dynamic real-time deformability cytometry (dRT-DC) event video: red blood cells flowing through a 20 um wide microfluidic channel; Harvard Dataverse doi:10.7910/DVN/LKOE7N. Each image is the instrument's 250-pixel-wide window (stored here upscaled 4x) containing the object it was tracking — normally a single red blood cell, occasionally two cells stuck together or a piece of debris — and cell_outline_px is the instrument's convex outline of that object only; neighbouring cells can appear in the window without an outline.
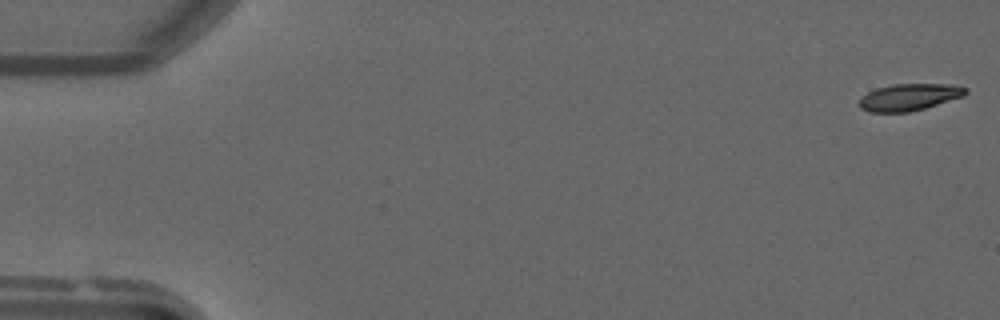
{"species": "common noctule bat (a hibernating species)", "species_latin": "Nyctalus noctula", "temperature_condition": "warm", "stored_images_in_passage": 50, "camera_frame_rate_fps": 3000, "um_per_image_px": 0.085, "animal": {"sex": "male", "forearm_length_mm": 52.5}, "frame": {"image": 1, "passage_image": 1, "time_ms": 0.0, "image_size_px": [1000, 320], "cell_outline_px": [[968, 92], [964, 96], [924, 108], [908, 112], [868, 112], [860, 108], [856, 104], [860, 96], [876, 88], [892, 84], [952, 84], [968, 88]], "centroid_in_image_um": [77.24, 8.25], "position_along_channel_um": 7.8, "area_um2": 16.88}}
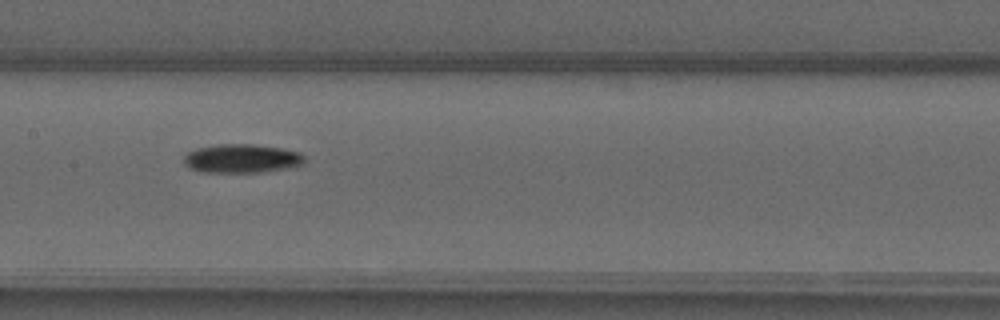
{"frame": {"image": 2, "passage_image": 25, "time_ms": 8.0, "image_size_px": [1000, 320], "cell_outline_px": [[304, 164], [288, 168], [264, 172], [200, 172], [188, 168], [184, 164], [184, 156], [188, 152], [196, 148], [220, 144], [252, 144], [280, 148], [300, 152], [304, 156]], "centroid_in_image_um": [20.53, 13.48], "position_along_channel_um": 186.9, "area_um2": 20.35}}
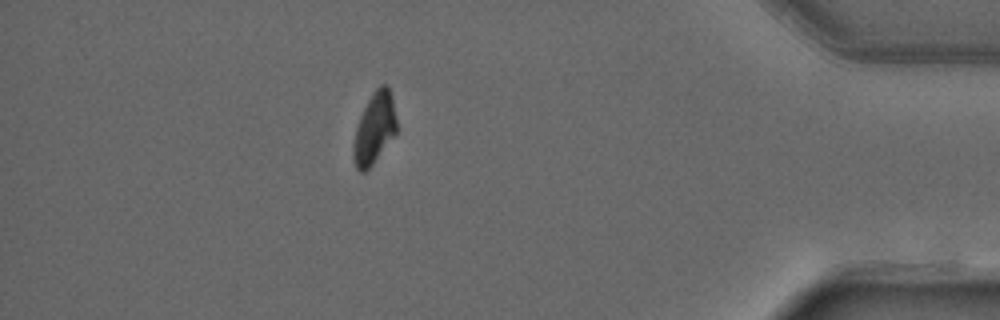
{"frame": {"image": 3, "passage_image": 44, "time_ms": 14.333, "image_size_px": [1000, 320], "cell_outline_px": [[396, 132], [372, 164], [364, 172], [360, 172], [356, 168], [352, 156], [352, 144], [356, 128], [360, 116], [372, 92], [380, 84], [388, 84], [392, 100], [396, 120]], "centroid_in_image_um": [31.79, 10.9], "position_along_channel_um": 403.4, "area_um2": 17.69}}